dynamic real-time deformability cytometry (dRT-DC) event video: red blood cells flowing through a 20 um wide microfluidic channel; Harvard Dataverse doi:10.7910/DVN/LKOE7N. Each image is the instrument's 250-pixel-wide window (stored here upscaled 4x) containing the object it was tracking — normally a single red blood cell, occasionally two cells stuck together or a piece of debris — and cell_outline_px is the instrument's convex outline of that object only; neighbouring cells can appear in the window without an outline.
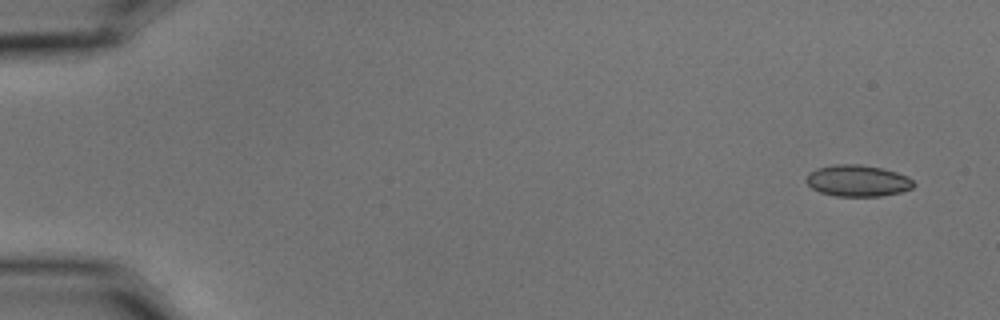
{"species": "common noctule bat (a hibernating species)", "species_latin": "Nyctalus noctula", "temperature_condition": "cold", "stored_images_in_passage": 5, "camera_frame_rate_fps": 3000, "um_per_image_px": 0.085, "animal": {"sex": "male", "body_mass_g": 15.6}, "frame": {"image": 1, "passage_image": 1, "time_ms": 0.0, "image_size_px": [1000, 320], "cell_outline_px": [[916, 184], [912, 188], [900, 192], [880, 196], [836, 196], [820, 192], [812, 188], [804, 180], [808, 172], [816, 168], [832, 164], [860, 164], [880, 168], [896, 172], [908, 176]], "centroid_in_image_um": [72.87, 15.35], "position_along_channel_um": 12.1, "area_um2": 19.83}}
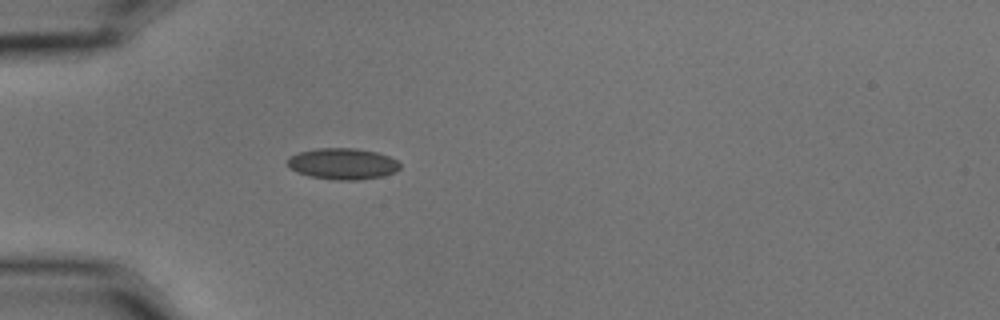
{"frame": {"image": 2, "passage_image": 5, "time_ms": 1.333, "image_size_px": [1000, 320], "cell_outline_px": [[400, 168], [396, 172], [384, 176], [360, 180], [336, 180], [308, 176], [296, 172], [288, 168], [288, 156], [300, 152], [316, 148], [356, 148], [376, 152], [388, 156], [396, 160], [400, 164]], "centroid_in_image_um": [29.12, 13.93], "position_along_channel_um": 55.9, "area_um2": 20.69}}